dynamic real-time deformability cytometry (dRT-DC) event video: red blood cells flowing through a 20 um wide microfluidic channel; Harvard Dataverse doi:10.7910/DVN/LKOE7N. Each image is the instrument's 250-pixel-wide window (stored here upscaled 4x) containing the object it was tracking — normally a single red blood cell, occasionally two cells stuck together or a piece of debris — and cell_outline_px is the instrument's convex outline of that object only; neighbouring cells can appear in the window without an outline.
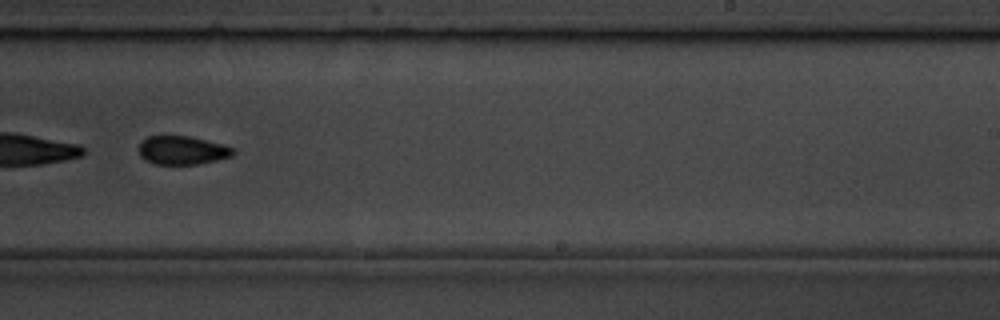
{"species": "common noctule bat (a hibernating species)", "species_latin": "Nyctalus noctula", "temperature_condition": "room temperature", "stored_images_in_passage": 56, "segment_of_instrument_passage": [2, 2], "camera_frame_rate_fps": 3000, "um_per_image_px": 0.085, "animal": {"sex": "male", "body_mass_g": 19.5, "forearm_length_mm": 54.6}, "frame": {"image": 1, "passage_image": 36, "time_ms": 11.667, "image_size_px": [1000, 320], "cell_outline_px": [[236, 152], [232, 156], [216, 160], [196, 164], [156, 164], [144, 160], [140, 156], [140, 144], [148, 136], [188, 136], [224, 144], [236, 148]], "centroid_in_image_um": [15.54, 12.77], "position_along_channel_um": 273.5, "area_um2": 15.66}}